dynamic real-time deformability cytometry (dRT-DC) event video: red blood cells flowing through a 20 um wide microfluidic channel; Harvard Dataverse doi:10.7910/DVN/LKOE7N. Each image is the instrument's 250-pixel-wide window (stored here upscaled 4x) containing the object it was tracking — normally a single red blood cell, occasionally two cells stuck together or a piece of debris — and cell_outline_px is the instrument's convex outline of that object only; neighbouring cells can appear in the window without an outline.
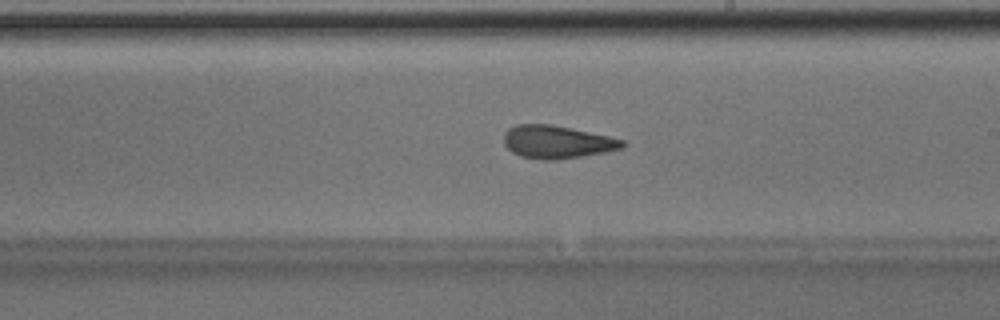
{"species": "Egyptian fruit bat (a non-hibernating species)", "species_latin": "Rousettus aegyptiacus", "temperature_condition": "room temperature", "stored_images_in_passage": 49, "camera_frame_rate_fps": 3000, "um_per_image_px": 0.085, "animal": {"sex": "male"}, "frame": {"image": 1, "passage_image": 28, "time_ms": 9.0, "image_size_px": [1000, 320], "cell_outline_px": [[628, 144], [624, 148], [604, 152], [556, 160], [540, 160], [520, 156], [512, 152], [504, 144], [504, 132], [508, 128], [516, 124], [552, 124], [572, 128], [608, 136], [624, 140]], "centroid_in_image_um": [47.34, 12.06], "position_along_channel_um": 241.7, "area_um2": 22.89}, "authors_computed_cell_mechanics": {"area_um2": 23.0044, "velocity_mm_per_s": 4.0437, "shape_relaxation_time_tau1_ms": 6.4047, "shape_relaxation_time_tau2_ms": 1.8882, "deformation_change_tau1": 0.1662, "deformation_change_tau2": 0.079}}